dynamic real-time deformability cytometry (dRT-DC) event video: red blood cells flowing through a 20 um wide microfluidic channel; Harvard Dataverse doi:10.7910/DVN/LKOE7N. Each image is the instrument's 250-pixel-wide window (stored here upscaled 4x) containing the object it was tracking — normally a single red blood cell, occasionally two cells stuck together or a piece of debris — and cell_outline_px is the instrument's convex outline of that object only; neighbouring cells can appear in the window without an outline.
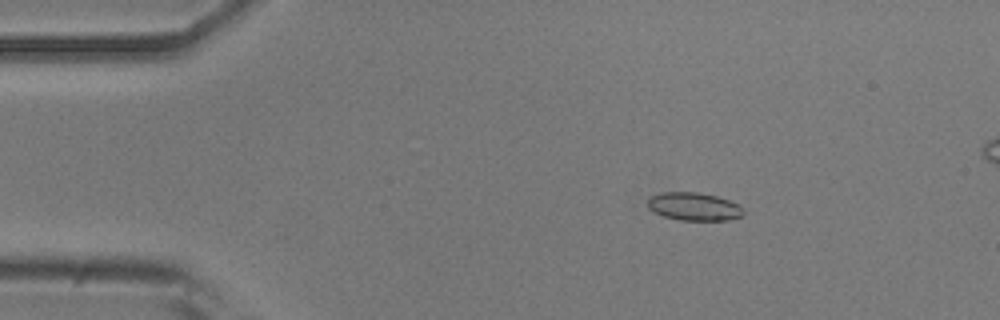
{"species": "common noctule bat (a hibernating species)", "species_latin": "Nyctalus noctula", "temperature_condition": "room temperature", "stored_images_in_passage": 52, "camera_frame_rate_fps": 3000, "um_per_image_px": 0.085, "animal": {"sex": "male", "body_mass_g": 20.5, "forearm_length_mm": 52.5}, "frame": {"image": 1, "passage_image": 8, "time_ms": 2.333, "image_size_px": [1000, 320], "cell_outline_px": [[744, 212], [740, 216], [728, 220], [680, 220], [664, 216], [648, 208], [648, 200], [652, 196], [660, 192], [696, 192], [716, 196], [740, 204]], "centroid_in_image_um": [58.99, 17.55], "position_along_channel_um": 26.0, "area_um2": 15.49}}
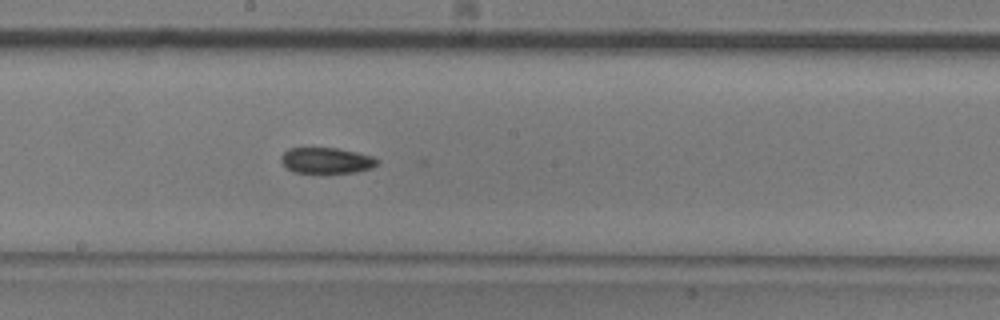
{"frame": {"image": 2, "passage_image": 28, "time_ms": 9.0, "image_size_px": [1000, 320], "cell_outline_px": [[380, 160], [372, 168], [356, 172], [292, 172], [280, 160], [280, 156], [288, 148], [336, 148], [356, 152], [372, 156]], "centroid_in_image_um": [27.74, 13.63], "position_along_channel_um": 220.5, "area_um2": 14.33}}
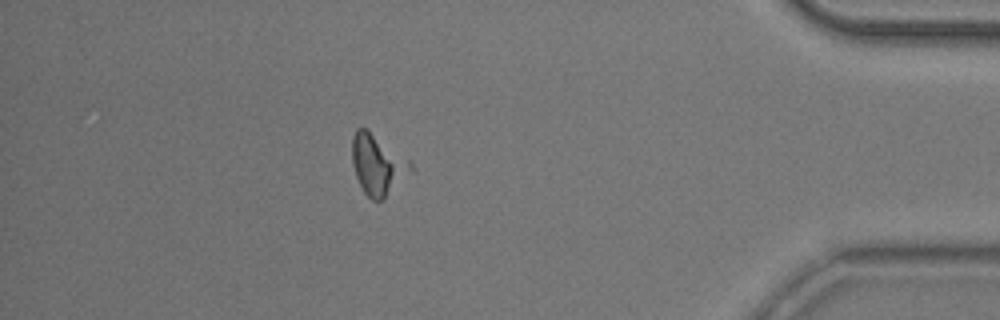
{"frame": {"image": 3, "passage_image": 46, "time_ms": 15.0, "image_size_px": [1000, 320], "cell_outline_px": [[412, 172], [380, 200], [372, 200], [364, 192], [356, 176], [352, 164], [352, 136], [356, 128], [364, 128], [408, 160], [412, 164]], "centroid_in_image_um": [32.06, 14.0], "position_along_channel_um": 403.1, "area_um2": 19.77}}